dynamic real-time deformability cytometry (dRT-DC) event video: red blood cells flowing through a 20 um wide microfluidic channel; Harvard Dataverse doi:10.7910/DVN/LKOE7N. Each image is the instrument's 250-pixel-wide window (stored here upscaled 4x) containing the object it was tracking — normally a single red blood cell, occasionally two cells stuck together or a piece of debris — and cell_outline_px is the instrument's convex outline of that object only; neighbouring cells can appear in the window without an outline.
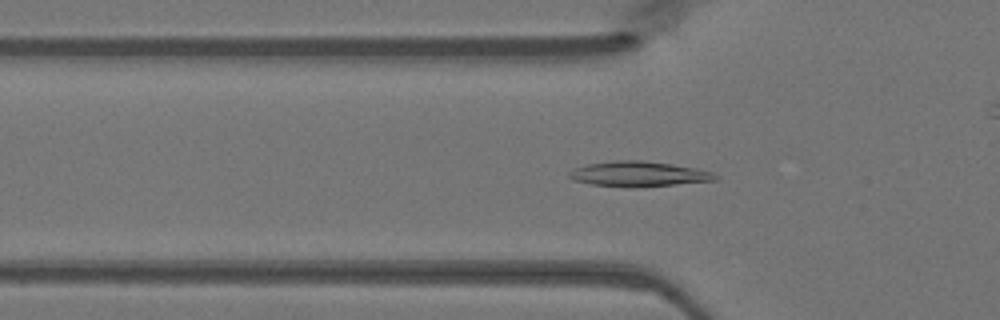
{"species": "Egyptian fruit bat (a non-hibernating species)", "species_latin": "Rousettus aegyptiacus", "temperature_condition": "warm", "stored_images_in_passage": 49, "camera_frame_rate_fps": 3000, "um_per_image_px": 0.085, "animal": {"sex": "female"}, "frame": {"image": 1, "passage_image": 16, "time_ms": 5.0, "image_size_px": [1000, 320], "cell_outline_px": [[720, 176], [716, 180], [636, 188], [632, 188], [592, 184], [572, 180], [568, 176], [568, 172], [576, 168], [588, 164], [616, 160], [640, 160], [672, 164], [696, 168], [712, 172]], "centroid_in_image_um": [54.29, 14.79], "position_along_channel_um": 71.5, "area_um2": 21.44}}
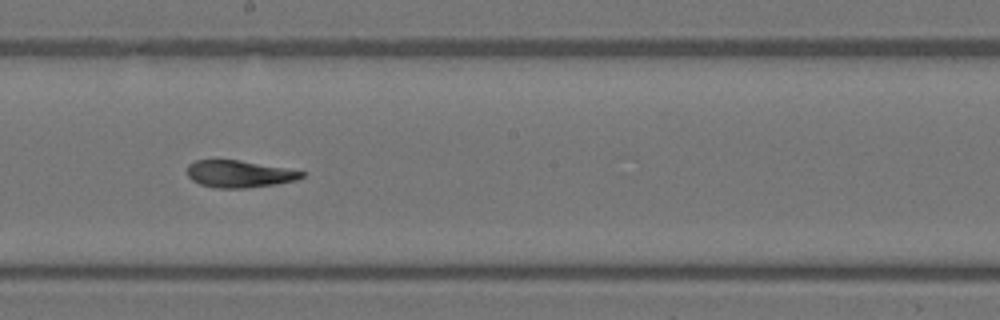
{"frame": {"image": 2, "passage_image": 27, "time_ms": 8.667, "image_size_px": [1000, 320], "cell_outline_px": [[308, 172], [304, 176], [296, 180], [276, 184], [244, 188], [216, 188], [200, 184], [192, 180], [188, 176], [188, 164], [196, 160], [240, 160]], "centroid_in_image_um": [20.35, 14.78], "position_along_channel_um": 227.8, "area_um2": 18.03}}
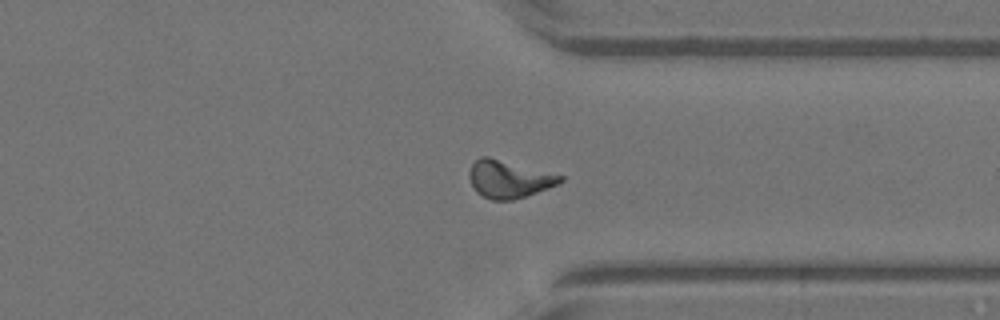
{"frame": {"image": 3, "passage_image": 37, "time_ms": 12.0, "image_size_px": [1000, 320], "cell_outline_px": [[564, 180], [556, 184], [536, 192], [512, 200], [492, 200], [476, 192], [468, 176], [468, 172], [472, 164], [480, 156], [488, 156], [564, 176]], "centroid_in_image_um": [43.21, 15.21], "position_along_channel_um": 368.2, "area_um2": 19.59}}